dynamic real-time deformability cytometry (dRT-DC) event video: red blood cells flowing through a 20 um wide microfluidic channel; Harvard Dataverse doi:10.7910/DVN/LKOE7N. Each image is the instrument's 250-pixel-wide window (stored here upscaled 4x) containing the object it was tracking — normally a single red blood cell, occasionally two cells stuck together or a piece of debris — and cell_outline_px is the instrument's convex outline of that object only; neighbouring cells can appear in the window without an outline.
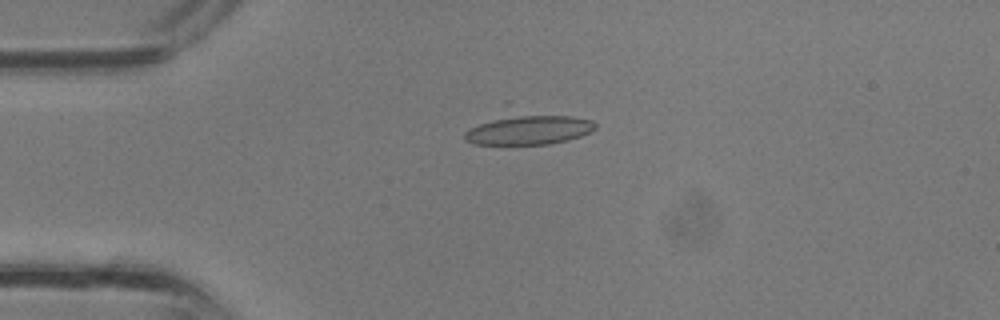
{"species": "common noctule bat (a hibernating species)", "species_latin": "Nyctalus noctula", "temperature_condition": "room temperature", "stored_images_in_passage": 33, "camera_frame_rate_fps": 3000, "um_per_image_px": 0.085, "animal": {"sex": "male", "body_mass_g": 13.3}, "frame": {"image": 1, "passage_image": 6, "time_ms": 1.667, "image_size_px": [1000, 320], "cell_outline_px": [[596, 128], [580, 136], [568, 140], [548, 144], [472, 144], [464, 140], [464, 132], [468, 128], [508, 100], [512, 100], [592, 120], [596, 124]], "centroid_in_image_um": [44.75, 10.71], "position_along_channel_um": 40.2, "area_um2": 28.32}}
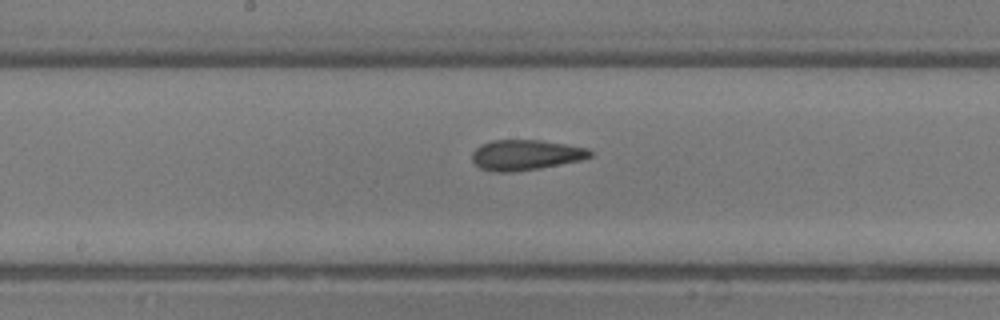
{"frame": {"image": 2, "passage_image": 16, "time_ms": 5.0, "image_size_px": [1000, 320], "cell_outline_px": [[592, 156], [580, 160], [536, 168], [512, 172], [496, 172], [480, 168], [472, 160], [472, 152], [480, 144], [492, 140], [540, 140], [588, 148], [592, 152]], "centroid_in_image_um": [44.64, 13.16], "position_along_channel_um": 203.6, "area_um2": 20.63}}
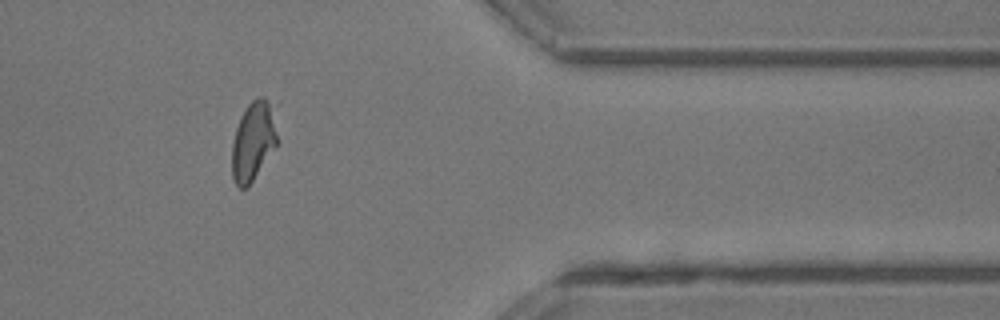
{"frame": {"image": 3, "passage_image": 27, "time_ms": 8.667, "image_size_px": [1000, 320], "cell_outline_px": [[280, 144], [252, 180], [244, 188], [240, 188], [236, 184], [232, 176], [232, 144], [236, 128], [248, 104], [256, 96], [264, 96], [268, 104]], "centroid_in_image_um": [21.52, 12.04], "position_along_channel_um": 389.9, "area_um2": 20.46}}